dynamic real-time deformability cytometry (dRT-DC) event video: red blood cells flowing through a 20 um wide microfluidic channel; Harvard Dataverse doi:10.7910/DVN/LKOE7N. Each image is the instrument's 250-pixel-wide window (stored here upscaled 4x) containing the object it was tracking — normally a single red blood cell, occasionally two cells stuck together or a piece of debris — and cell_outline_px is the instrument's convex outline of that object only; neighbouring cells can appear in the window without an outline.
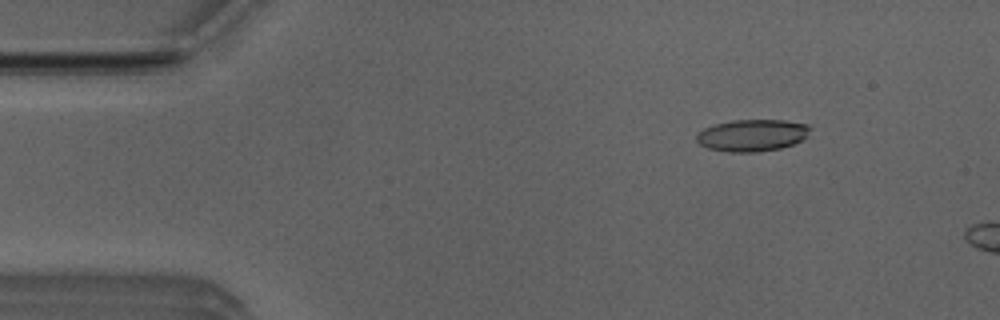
{"species": "Egyptian fruit bat (a non-hibernating species)", "species_latin": "Rousettus aegyptiacus", "temperature_condition": "room temperature", "stored_images_in_passage": 4, "camera_frame_rate_fps": 3000, "um_per_image_px": 0.085, "animal": {"sex": "male"}, "frame": {"image": 1, "passage_image": 1, "time_ms": 0.0, "image_size_px": [1000, 320], "cell_outline_px": [[812, 128], [808, 136], [792, 144], [780, 148], [756, 152], [728, 152], [708, 148], [700, 144], [696, 140], [696, 136], [704, 128], [716, 124], [732, 120], [784, 120], [808, 124]], "centroid_in_image_um": [63.96, 11.49], "position_along_channel_um": 21.0, "area_um2": 21.1}}